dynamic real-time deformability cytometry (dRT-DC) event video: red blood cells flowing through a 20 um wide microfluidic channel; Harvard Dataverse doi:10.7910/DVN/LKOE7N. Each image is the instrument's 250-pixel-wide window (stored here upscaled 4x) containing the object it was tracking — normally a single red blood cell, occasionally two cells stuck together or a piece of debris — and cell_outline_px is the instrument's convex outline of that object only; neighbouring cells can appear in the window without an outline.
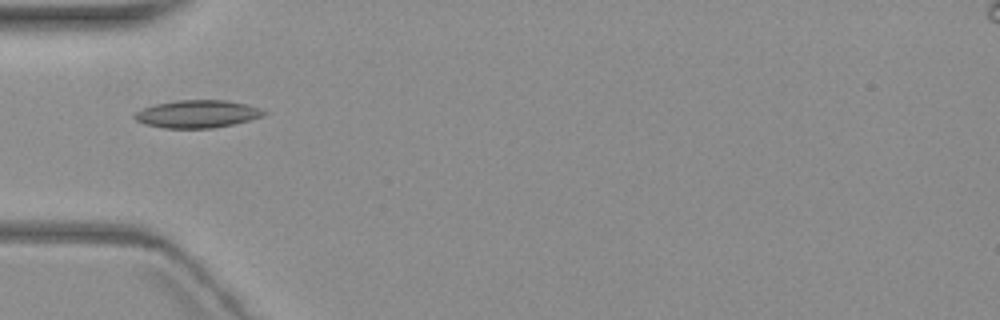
{"species": "common noctule bat (a hibernating species)", "species_latin": "Nyctalus noctula", "temperature_condition": "warm", "stored_images_in_passage": 4, "camera_frame_rate_fps": 3000, "um_per_image_px": 0.085, "animal": {"sex": "female", "body_mass_g": 19.3, "forearm_length_mm": 54.1}, "frame": {"image": 1, "passage_image": 1, "time_ms": 0.0, "image_size_px": [1000, 320], "cell_outline_px": [[268, 112], [264, 116], [232, 124], [212, 128], [164, 128], [144, 124], [136, 120], [132, 116], [136, 112], [144, 108], [156, 104], [176, 100], [228, 100], [260, 108]], "centroid_in_image_um": [16.76, 9.68], "position_along_channel_um": 68.2, "area_um2": 20.75}}
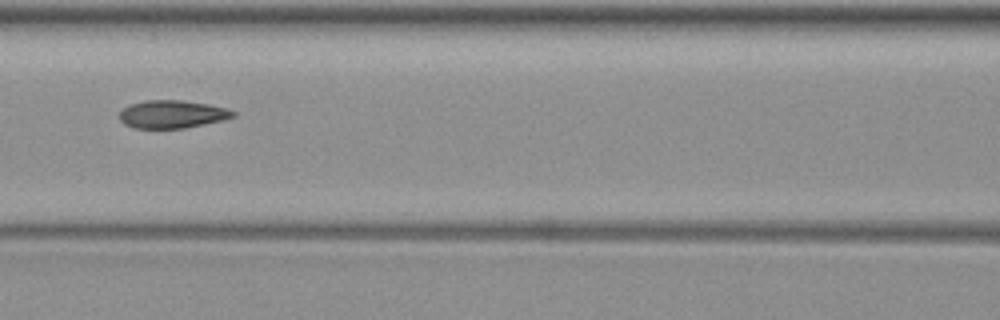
{"frame": {"image": 2, "passage_image": 3, "time_ms": 2.333, "image_size_px": [1000, 320], "cell_outline_px": [[236, 116], [224, 120], [184, 128], [132, 128], [124, 124], [120, 120], [120, 112], [128, 104], [144, 100], [180, 100], [208, 104], [228, 108], [236, 112]], "centroid_in_image_um": [14.64, 9.7], "position_along_channel_um": 152.0, "area_um2": 18.61}}
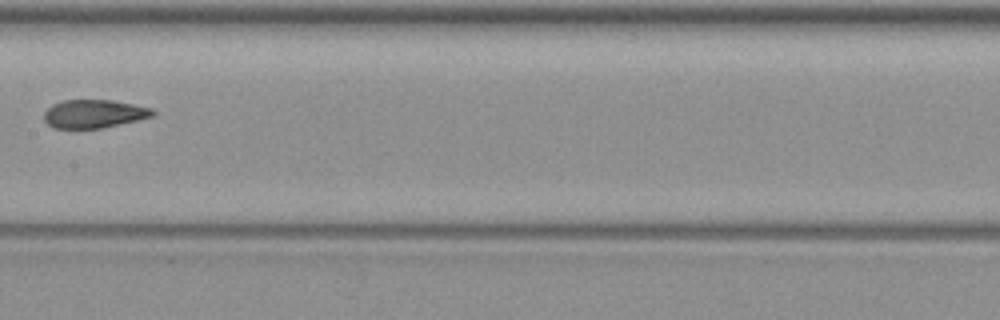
{"frame": {"image": 3, "passage_image": 4, "time_ms": 3.667, "image_size_px": [1000, 320], "cell_outline_px": [[156, 112], [152, 116], [136, 120], [100, 128], [52, 128], [44, 120], [44, 112], [52, 104], [64, 100], [112, 100], [152, 108]], "centroid_in_image_um": [7.95, 9.67], "position_along_channel_um": 199.4, "area_um2": 17.74}}